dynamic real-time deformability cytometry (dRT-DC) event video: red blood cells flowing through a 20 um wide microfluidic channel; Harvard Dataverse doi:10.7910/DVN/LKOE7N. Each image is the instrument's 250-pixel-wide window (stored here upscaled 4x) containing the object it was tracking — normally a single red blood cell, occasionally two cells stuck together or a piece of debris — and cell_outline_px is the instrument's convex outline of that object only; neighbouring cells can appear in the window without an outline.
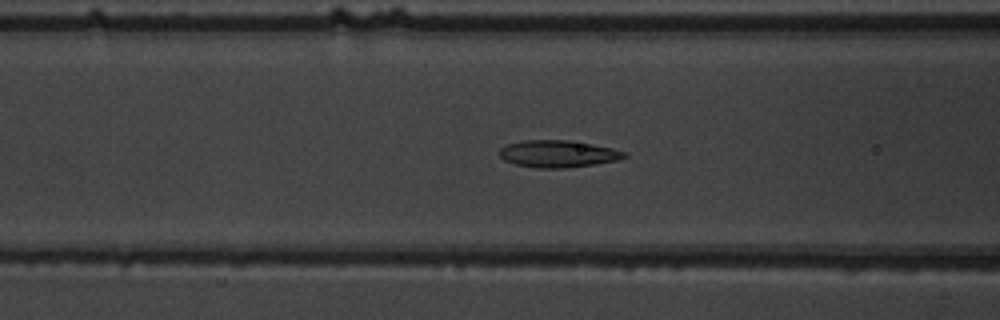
{"species": "common noctule bat (a hibernating species)", "species_latin": "Nyctalus noctula", "temperature_condition": "warm", "stored_images_in_passage": 54, "camera_frame_rate_fps": 3000, "um_per_image_px": 0.085, "animal": {"sex": "male", "body_mass_g": 19.5, "forearm_length_mm": 54.6}, "frame": {"image": 1, "passage_image": 23, "time_ms": 7.333, "image_size_px": [1000, 320], "cell_outline_px": [[628, 156], [616, 160], [596, 164], [560, 168], [536, 168], [516, 164], [504, 160], [496, 152], [500, 148], [508, 144], [524, 140], [572, 140], [612, 148], [624, 152]], "centroid_in_image_um": [47.39, 13.07], "position_along_channel_um": 119.2, "area_um2": 19.65}}
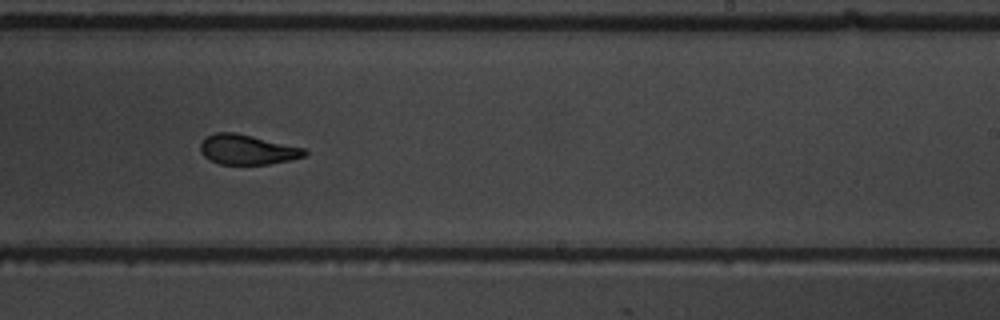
{"frame": {"image": 2, "passage_image": 35, "time_ms": 11.333, "image_size_px": [1000, 320], "cell_outline_px": [[308, 152], [304, 156], [288, 160], [268, 164], [220, 164], [208, 160], [200, 152], [200, 144], [204, 136], [216, 132], [236, 132], [304, 148]], "centroid_in_image_um": [20.95, 12.7], "position_along_channel_um": 268.0, "area_um2": 18.21}}
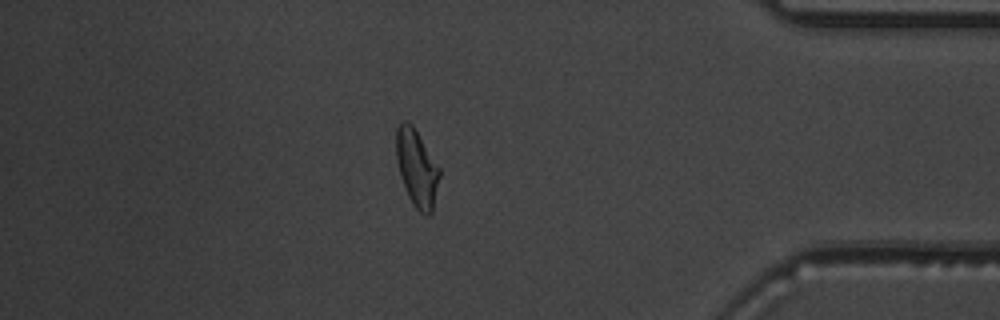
{"frame": {"image": 3, "passage_image": 48, "time_ms": 15.667, "image_size_px": [1000, 320], "cell_outline_px": [[440, 176], [432, 212], [428, 216], [424, 216], [412, 204], [408, 196], [400, 176], [396, 160], [396, 128], [404, 120], [408, 120], [412, 124], [440, 168]], "centroid_in_image_um": [35.42, 14.3], "position_along_channel_um": 399.8, "area_um2": 19.54}}